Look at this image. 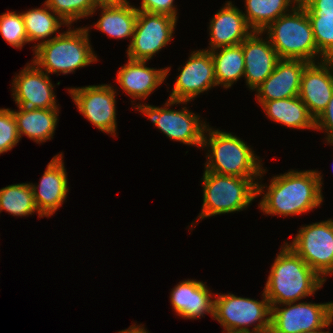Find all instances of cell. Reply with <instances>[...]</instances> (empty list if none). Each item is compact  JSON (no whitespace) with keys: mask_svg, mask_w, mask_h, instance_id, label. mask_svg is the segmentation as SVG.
Returning a JSON list of instances; mask_svg holds the SVG:
<instances>
[{"mask_svg":"<svg viewBox=\"0 0 333 333\" xmlns=\"http://www.w3.org/2000/svg\"><path fill=\"white\" fill-rule=\"evenodd\" d=\"M63 154L55 155L48 163L38 186L31 183L34 202L43 217L52 216L62 206L69 192Z\"/></svg>","mask_w":333,"mask_h":333,"instance_id":"2e32d148","label":"cell"},{"mask_svg":"<svg viewBox=\"0 0 333 333\" xmlns=\"http://www.w3.org/2000/svg\"><path fill=\"white\" fill-rule=\"evenodd\" d=\"M5 210L13 216L32 215L37 211L31 183L12 184L0 189V213Z\"/></svg>","mask_w":333,"mask_h":333,"instance_id":"83f0119b","label":"cell"},{"mask_svg":"<svg viewBox=\"0 0 333 333\" xmlns=\"http://www.w3.org/2000/svg\"><path fill=\"white\" fill-rule=\"evenodd\" d=\"M210 43L211 48L205 50H214L220 47L240 45L253 30L246 22L243 12L231 1L225 3L210 20Z\"/></svg>","mask_w":333,"mask_h":333,"instance_id":"d6986e66","label":"cell"},{"mask_svg":"<svg viewBox=\"0 0 333 333\" xmlns=\"http://www.w3.org/2000/svg\"><path fill=\"white\" fill-rule=\"evenodd\" d=\"M173 3L174 0H142L140 8L136 7V9L149 13L165 14L178 19L177 9Z\"/></svg>","mask_w":333,"mask_h":333,"instance_id":"d6a6232c","label":"cell"},{"mask_svg":"<svg viewBox=\"0 0 333 333\" xmlns=\"http://www.w3.org/2000/svg\"><path fill=\"white\" fill-rule=\"evenodd\" d=\"M259 207L263 213L289 216L309 212L320 206L322 176L316 170L296 171L273 176Z\"/></svg>","mask_w":333,"mask_h":333,"instance_id":"6da1fadb","label":"cell"},{"mask_svg":"<svg viewBox=\"0 0 333 333\" xmlns=\"http://www.w3.org/2000/svg\"><path fill=\"white\" fill-rule=\"evenodd\" d=\"M281 248L264 288L271 307L314 295L325 282L286 242Z\"/></svg>","mask_w":333,"mask_h":333,"instance_id":"7a4b0ae2","label":"cell"},{"mask_svg":"<svg viewBox=\"0 0 333 333\" xmlns=\"http://www.w3.org/2000/svg\"><path fill=\"white\" fill-rule=\"evenodd\" d=\"M214 86H217V83L210 51L203 49L193 51L176 78L169 99L190 102Z\"/></svg>","mask_w":333,"mask_h":333,"instance_id":"4fadbf2b","label":"cell"},{"mask_svg":"<svg viewBox=\"0 0 333 333\" xmlns=\"http://www.w3.org/2000/svg\"><path fill=\"white\" fill-rule=\"evenodd\" d=\"M0 35L15 48L22 49L29 43L22 14L9 11L0 15Z\"/></svg>","mask_w":333,"mask_h":333,"instance_id":"4dcf8cb0","label":"cell"},{"mask_svg":"<svg viewBox=\"0 0 333 333\" xmlns=\"http://www.w3.org/2000/svg\"><path fill=\"white\" fill-rule=\"evenodd\" d=\"M131 325L128 329H124L122 331H119L118 333H148L145 329H144V325Z\"/></svg>","mask_w":333,"mask_h":333,"instance_id":"8d00e7d4","label":"cell"},{"mask_svg":"<svg viewBox=\"0 0 333 333\" xmlns=\"http://www.w3.org/2000/svg\"><path fill=\"white\" fill-rule=\"evenodd\" d=\"M263 32L253 31L243 42L245 61L244 76L248 88L254 90L273 72L280 60L269 38L261 37Z\"/></svg>","mask_w":333,"mask_h":333,"instance_id":"ac0fdd59","label":"cell"},{"mask_svg":"<svg viewBox=\"0 0 333 333\" xmlns=\"http://www.w3.org/2000/svg\"><path fill=\"white\" fill-rule=\"evenodd\" d=\"M214 297V320L224 328L223 331L236 333H269L271 306L263 291V300L238 297L234 294H216ZM258 322V323H257ZM256 323L250 331L251 327Z\"/></svg>","mask_w":333,"mask_h":333,"instance_id":"52a82bcc","label":"cell"},{"mask_svg":"<svg viewBox=\"0 0 333 333\" xmlns=\"http://www.w3.org/2000/svg\"><path fill=\"white\" fill-rule=\"evenodd\" d=\"M147 61L128 58L126 65L119 68L117 82L121 89L133 99L145 100L148 95L160 86L168 75L171 67L154 69L145 65Z\"/></svg>","mask_w":333,"mask_h":333,"instance_id":"44dd1931","label":"cell"},{"mask_svg":"<svg viewBox=\"0 0 333 333\" xmlns=\"http://www.w3.org/2000/svg\"><path fill=\"white\" fill-rule=\"evenodd\" d=\"M266 115L289 128L315 129V118L299 96L266 101L261 104Z\"/></svg>","mask_w":333,"mask_h":333,"instance_id":"603a6c76","label":"cell"},{"mask_svg":"<svg viewBox=\"0 0 333 333\" xmlns=\"http://www.w3.org/2000/svg\"><path fill=\"white\" fill-rule=\"evenodd\" d=\"M315 129L327 133V143L333 144V94L323 112L315 119Z\"/></svg>","mask_w":333,"mask_h":333,"instance_id":"836d02e7","label":"cell"},{"mask_svg":"<svg viewBox=\"0 0 333 333\" xmlns=\"http://www.w3.org/2000/svg\"><path fill=\"white\" fill-rule=\"evenodd\" d=\"M324 281L333 274V220L301 227L291 243H286Z\"/></svg>","mask_w":333,"mask_h":333,"instance_id":"9c48e42d","label":"cell"},{"mask_svg":"<svg viewBox=\"0 0 333 333\" xmlns=\"http://www.w3.org/2000/svg\"><path fill=\"white\" fill-rule=\"evenodd\" d=\"M79 112L98 130L116 135L115 89L110 84L69 88Z\"/></svg>","mask_w":333,"mask_h":333,"instance_id":"7c38bea8","label":"cell"},{"mask_svg":"<svg viewBox=\"0 0 333 333\" xmlns=\"http://www.w3.org/2000/svg\"><path fill=\"white\" fill-rule=\"evenodd\" d=\"M293 6L291 13L280 16L263 33L268 32L270 43L280 59H300L314 63L316 56H321V61L325 60L317 49L306 9L300 3Z\"/></svg>","mask_w":333,"mask_h":333,"instance_id":"8992f818","label":"cell"},{"mask_svg":"<svg viewBox=\"0 0 333 333\" xmlns=\"http://www.w3.org/2000/svg\"><path fill=\"white\" fill-rule=\"evenodd\" d=\"M51 11V12H50ZM25 31L29 42L40 41L33 47L35 49L39 44L46 42L44 38L55 34L63 25H67L58 15H56L45 3L44 7L29 9L22 12Z\"/></svg>","mask_w":333,"mask_h":333,"instance_id":"4316f807","label":"cell"},{"mask_svg":"<svg viewBox=\"0 0 333 333\" xmlns=\"http://www.w3.org/2000/svg\"><path fill=\"white\" fill-rule=\"evenodd\" d=\"M96 6L120 5L127 0H92Z\"/></svg>","mask_w":333,"mask_h":333,"instance_id":"d590c367","label":"cell"},{"mask_svg":"<svg viewBox=\"0 0 333 333\" xmlns=\"http://www.w3.org/2000/svg\"><path fill=\"white\" fill-rule=\"evenodd\" d=\"M185 103L187 104L188 102L168 99L164 107H156L149 104H138L135 106H137L136 110L138 109L145 114L148 120L150 119L153 125L170 139L201 148L203 146L204 131L208 126L206 122L200 121V116L188 111L187 107H183L181 110L167 108L174 106V104Z\"/></svg>","mask_w":333,"mask_h":333,"instance_id":"ba28073f","label":"cell"},{"mask_svg":"<svg viewBox=\"0 0 333 333\" xmlns=\"http://www.w3.org/2000/svg\"><path fill=\"white\" fill-rule=\"evenodd\" d=\"M208 133V134H206ZM209 138H207L206 137ZM210 147L206 156L205 171L242 178H262L266 171L261 168L252 148L240 138L228 132L207 126L202 148Z\"/></svg>","mask_w":333,"mask_h":333,"instance_id":"3957f363","label":"cell"},{"mask_svg":"<svg viewBox=\"0 0 333 333\" xmlns=\"http://www.w3.org/2000/svg\"><path fill=\"white\" fill-rule=\"evenodd\" d=\"M17 122L13 111L0 108V154L8 152L19 143Z\"/></svg>","mask_w":333,"mask_h":333,"instance_id":"1f68e13d","label":"cell"},{"mask_svg":"<svg viewBox=\"0 0 333 333\" xmlns=\"http://www.w3.org/2000/svg\"><path fill=\"white\" fill-rule=\"evenodd\" d=\"M203 206L198 218L236 212L247 208L257 196L265 192V185L257 178H242L203 173ZM257 179V182L255 181Z\"/></svg>","mask_w":333,"mask_h":333,"instance_id":"5b68a950","label":"cell"},{"mask_svg":"<svg viewBox=\"0 0 333 333\" xmlns=\"http://www.w3.org/2000/svg\"><path fill=\"white\" fill-rule=\"evenodd\" d=\"M18 109V111H12L17 122L19 138L25 135L39 144L53 138L59 120V108L29 109L19 107Z\"/></svg>","mask_w":333,"mask_h":333,"instance_id":"7402d4cb","label":"cell"},{"mask_svg":"<svg viewBox=\"0 0 333 333\" xmlns=\"http://www.w3.org/2000/svg\"><path fill=\"white\" fill-rule=\"evenodd\" d=\"M292 3L297 5L299 0H245L246 11L243 15L253 31L263 32L280 16L291 11L289 6L294 8Z\"/></svg>","mask_w":333,"mask_h":333,"instance_id":"484cf974","label":"cell"},{"mask_svg":"<svg viewBox=\"0 0 333 333\" xmlns=\"http://www.w3.org/2000/svg\"><path fill=\"white\" fill-rule=\"evenodd\" d=\"M271 307L269 333H303L327 328L333 322V302L328 303H284Z\"/></svg>","mask_w":333,"mask_h":333,"instance_id":"30bf717a","label":"cell"},{"mask_svg":"<svg viewBox=\"0 0 333 333\" xmlns=\"http://www.w3.org/2000/svg\"><path fill=\"white\" fill-rule=\"evenodd\" d=\"M225 333H236V332H232V331H226Z\"/></svg>","mask_w":333,"mask_h":333,"instance_id":"f35d334b","label":"cell"},{"mask_svg":"<svg viewBox=\"0 0 333 333\" xmlns=\"http://www.w3.org/2000/svg\"><path fill=\"white\" fill-rule=\"evenodd\" d=\"M68 27L66 32L47 38L34 49L33 62L47 74L72 73L98 59L89 43L90 27L76 30H71L70 25Z\"/></svg>","mask_w":333,"mask_h":333,"instance_id":"277c9868","label":"cell"},{"mask_svg":"<svg viewBox=\"0 0 333 333\" xmlns=\"http://www.w3.org/2000/svg\"><path fill=\"white\" fill-rule=\"evenodd\" d=\"M309 63L302 74L299 98L316 119L333 94V59Z\"/></svg>","mask_w":333,"mask_h":333,"instance_id":"9a60e30c","label":"cell"},{"mask_svg":"<svg viewBox=\"0 0 333 333\" xmlns=\"http://www.w3.org/2000/svg\"><path fill=\"white\" fill-rule=\"evenodd\" d=\"M45 4L66 22L67 26L80 18L92 16L97 10L92 0H46Z\"/></svg>","mask_w":333,"mask_h":333,"instance_id":"f1b7e54d","label":"cell"},{"mask_svg":"<svg viewBox=\"0 0 333 333\" xmlns=\"http://www.w3.org/2000/svg\"><path fill=\"white\" fill-rule=\"evenodd\" d=\"M318 51L326 58L333 59V16L307 14Z\"/></svg>","mask_w":333,"mask_h":333,"instance_id":"f546056e","label":"cell"},{"mask_svg":"<svg viewBox=\"0 0 333 333\" xmlns=\"http://www.w3.org/2000/svg\"><path fill=\"white\" fill-rule=\"evenodd\" d=\"M206 284L197 280L179 282L171 291L170 303L178 316L197 319L204 314L214 317L215 297ZM213 295V296H212Z\"/></svg>","mask_w":333,"mask_h":333,"instance_id":"ffe728a7","label":"cell"},{"mask_svg":"<svg viewBox=\"0 0 333 333\" xmlns=\"http://www.w3.org/2000/svg\"><path fill=\"white\" fill-rule=\"evenodd\" d=\"M324 328H320L314 331H309V332H303V333H330L329 331L324 332L323 331Z\"/></svg>","mask_w":333,"mask_h":333,"instance_id":"74e56055","label":"cell"},{"mask_svg":"<svg viewBox=\"0 0 333 333\" xmlns=\"http://www.w3.org/2000/svg\"><path fill=\"white\" fill-rule=\"evenodd\" d=\"M97 8L102 9L101 17L94 25L97 30L106 33L110 38L133 37L138 10L129 1Z\"/></svg>","mask_w":333,"mask_h":333,"instance_id":"cb8c5ba5","label":"cell"},{"mask_svg":"<svg viewBox=\"0 0 333 333\" xmlns=\"http://www.w3.org/2000/svg\"><path fill=\"white\" fill-rule=\"evenodd\" d=\"M177 19L138 11L134 34L127 49L129 59L149 61L171 41Z\"/></svg>","mask_w":333,"mask_h":333,"instance_id":"8fae6325","label":"cell"},{"mask_svg":"<svg viewBox=\"0 0 333 333\" xmlns=\"http://www.w3.org/2000/svg\"><path fill=\"white\" fill-rule=\"evenodd\" d=\"M14 77L12 95L17 107L58 108L49 75L31 61Z\"/></svg>","mask_w":333,"mask_h":333,"instance_id":"5bb4252c","label":"cell"},{"mask_svg":"<svg viewBox=\"0 0 333 333\" xmlns=\"http://www.w3.org/2000/svg\"><path fill=\"white\" fill-rule=\"evenodd\" d=\"M308 64L300 59H280L273 72L255 89L260 105L266 101L298 96L301 77Z\"/></svg>","mask_w":333,"mask_h":333,"instance_id":"e0dca14e","label":"cell"},{"mask_svg":"<svg viewBox=\"0 0 333 333\" xmlns=\"http://www.w3.org/2000/svg\"><path fill=\"white\" fill-rule=\"evenodd\" d=\"M299 3L307 14H322L333 16V0H301Z\"/></svg>","mask_w":333,"mask_h":333,"instance_id":"e575fe53","label":"cell"},{"mask_svg":"<svg viewBox=\"0 0 333 333\" xmlns=\"http://www.w3.org/2000/svg\"><path fill=\"white\" fill-rule=\"evenodd\" d=\"M220 50L218 52V50ZM211 50L217 85L228 89L245 72L242 43L236 46L220 47Z\"/></svg>","mask_w":333,"mask_h":333,"instance_id":"d4e9b609","label":"cell"}]
</instances>
